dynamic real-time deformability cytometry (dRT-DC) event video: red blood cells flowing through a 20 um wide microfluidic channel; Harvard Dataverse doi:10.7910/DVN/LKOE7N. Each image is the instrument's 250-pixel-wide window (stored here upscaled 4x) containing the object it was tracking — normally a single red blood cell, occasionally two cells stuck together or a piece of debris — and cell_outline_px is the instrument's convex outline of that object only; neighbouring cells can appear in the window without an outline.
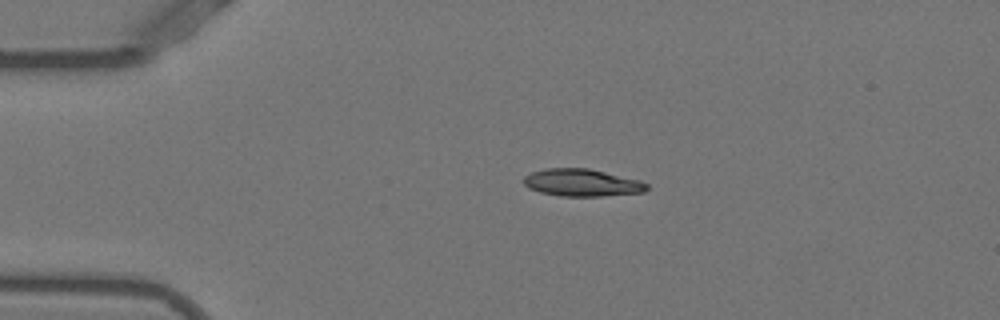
{"species": "Egyptian fruit bat (a non-hibernating species)", "species_latin": "Rousettus aegyptiacus", "temperature_condition": "warm", "stored_images_in_passage": 42, "camera_frame_rate_fps": 3000, "um_per_image_px": 0.085, "animal": {"sex": "female"}, "frame": {"image": 1, "passage_image": 1, "time_ms": 0.0, "image_size_px": [1000, 320], "cell_outline_px": [[648, 188], [644, 192], [600, 196], [560, 196], [540, 192], [528, 188], [524, 184], [524, 176], [532, 172], [544, 168], [588, 168], [640, 180], [648, 184]], "centroid_in_image_um": [49.45, 15.52], "position_along_channel_um": 35.5, "area_um2": 19.59}}
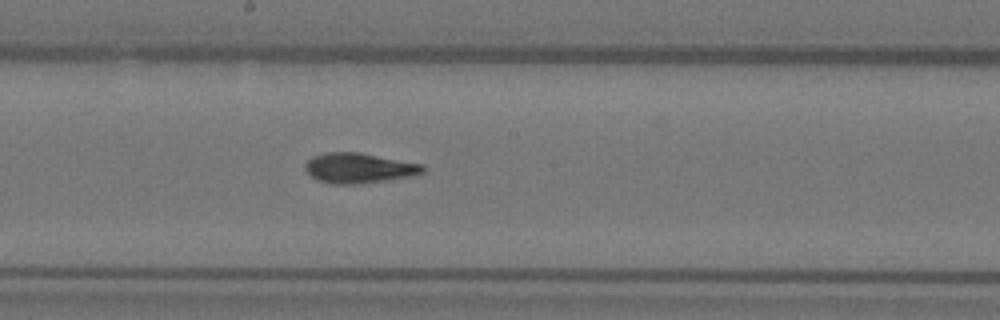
{"frame": {"image": 2, "passage_image": 18, "time_ms": 5.667, "image_size_px": [1000, 320], "cell_outline_px": [[424, 172], [412, 176], [356, 184], [332, 184], [316, 180], [304, 168], [304, 164], [312, 156], [324, 152], [360, 152], [424, 164]], "centroid_in_image_um": [30.49, 14.27], "position_along_channel_um": 217.7, "area_um2": 20.75}}
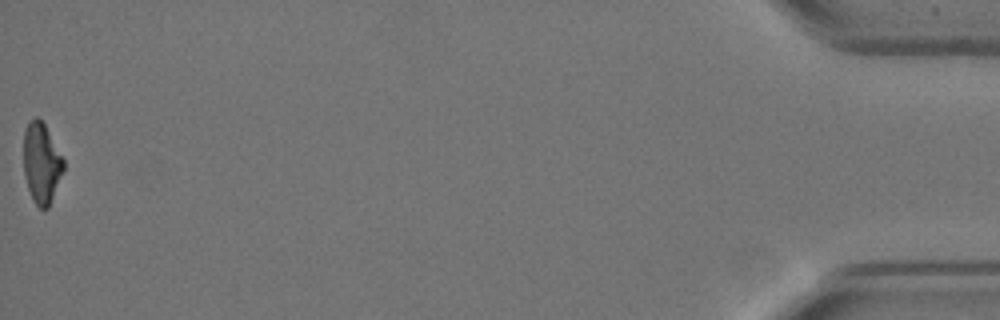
{"frame": {"image": 3, "passage_image": 42, "time_ms": 13.667, "image_size_px": [1000, 320], "cell_outline_px": [[64, 172], [48, 208], [40, 208], [32, 200], [24, 176], [24, 128], [36, 116], [44, 124], [64, 160]], "centroid_in_image_um": [3.53, 13.89], "position_along_channel_um": 431.7, "area_um2": 18.61}, "authors_computed_cell_mechanics": {"area_um2": 20.1722, "velocity_mm_per_s": 3.9009, "shape_relaxation_time_tau1_ms": 6.4522, "shape_relaxation_time_tau2_ms": 2.1844, "deformation_change_tau1": 0.2467, "deformation_change_tau2": 0.0935}}